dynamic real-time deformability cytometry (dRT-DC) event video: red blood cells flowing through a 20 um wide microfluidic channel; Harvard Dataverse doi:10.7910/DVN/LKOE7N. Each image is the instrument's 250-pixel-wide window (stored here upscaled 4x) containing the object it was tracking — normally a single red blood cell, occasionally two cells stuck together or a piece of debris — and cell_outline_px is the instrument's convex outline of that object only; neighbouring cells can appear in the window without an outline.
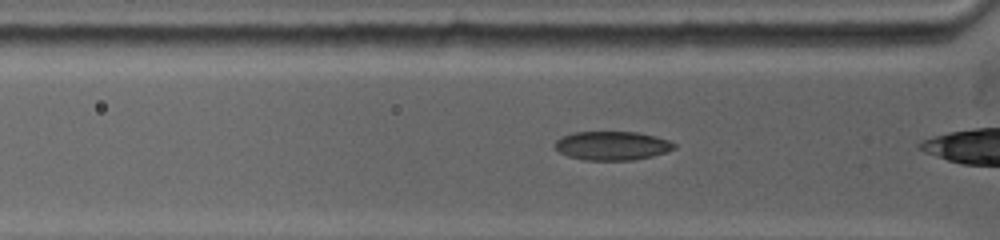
{"species": "common noctule bat (a hibernating species)", "species_latin": "Nyctalus noctula", "temperature_condition": "warm", "stored_images_in_passage": 57, "camera_frame_rate_fps": 5000, "um_per_image_px": 0.085, "animal": {"sex": "female", "body_mass_g": 19.0, "forearm_length_mm": 53.3}, "frame": {"image": 1, "passage_image": 10, "time_ms": 1.2, "image_size_px": [1000, 240], "cell_outline_px": [[676, 148], [668, 152], [652, 156], [632, 160], [584, 160], [568, 156], [560, 152], [552, 144], [556, 140], [572, 132], [636, 132], [656, 136], [668, 140], [676, 144]], "centroid_in_image_um": [52.04, 12.38], "position_along_channel_um": 73.8, "area_um2": 20.11}}
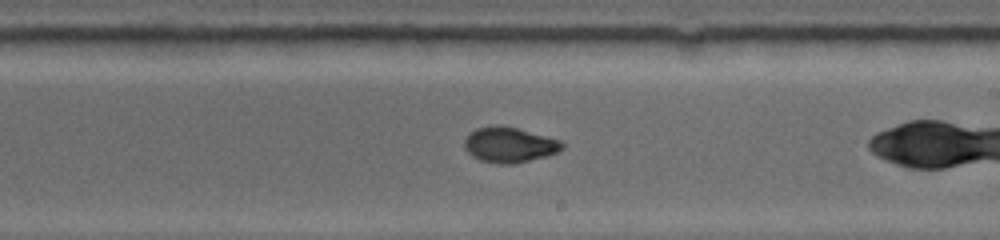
{"frame": {"image": 2, "passage_image": 38, "time_ms": 5.6, "image_size_px": [1000, 240], "cell_outline_px": [[564, 148], [560, 152], [548, 156], [512, 164], [496, 164], [480, 160], [472, 156], [464, 148], [464, 140], [476, 128], [516, 128], [560, 140], [564, 144]], "centroid_in_image_um": [43.34, 12.37], "position_along_channel_um": 245.7, "area_um2": 19.59}}
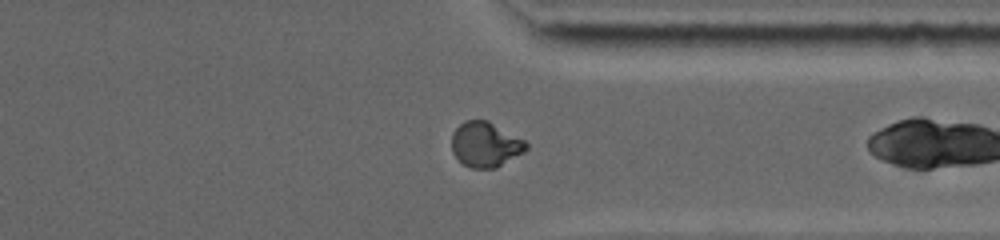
{"frame": {"image": 3, "passage_image": 56, "time_ms": 8.8, "image_size_px": [1000, 240], "cell_outline_px": [[528, 148], [524, 152], [496, 168], [472, 168], [464, 164], [452, 152], [452, 132], [460, 124], [468, 120], [488, 120], [524, 140], [528, 144]], "centroid_in_image_um": [41.26, 12.28], "position_along_channel_um": 370.1, "area_um2": 19.42}}